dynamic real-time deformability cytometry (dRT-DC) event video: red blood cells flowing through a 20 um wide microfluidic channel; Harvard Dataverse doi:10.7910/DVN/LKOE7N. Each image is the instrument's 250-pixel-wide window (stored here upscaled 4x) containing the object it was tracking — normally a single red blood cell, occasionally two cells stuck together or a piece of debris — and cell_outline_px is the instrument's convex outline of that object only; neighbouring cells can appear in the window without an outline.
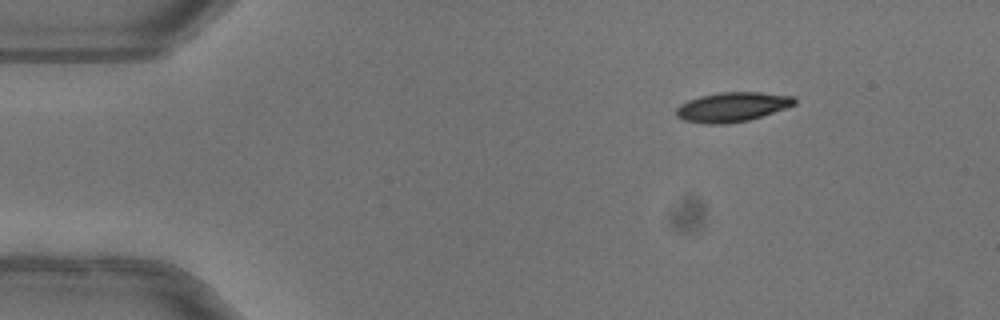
{"species": "common noctule bat (a hibernating species)", "species_latin": "Nyctalus noctula", "temperature_condition": "warm", "stored_images_in_passage": 45, "camera_frame_rate_fps": 3000, "um_per_image_px": 0.085, "animal": {"sex": "female"}, "frame": {"image": 1, "passage_image": 1, "time_ms": 0.0, "image_size_px": [1000, 320], "cell_outline_px": [[796, 104], [748, 120], [728, 124], [704, 124], [680, 120], [676, 116], [676, 108], [680, 104], [688, 100], [700, 96], [720, 92], [760, 92], [796, 96]], "centroid_in_image_um": [62.2, 9.09], "position_along_channel_um": 22.8, "area_um2": 20.46}}
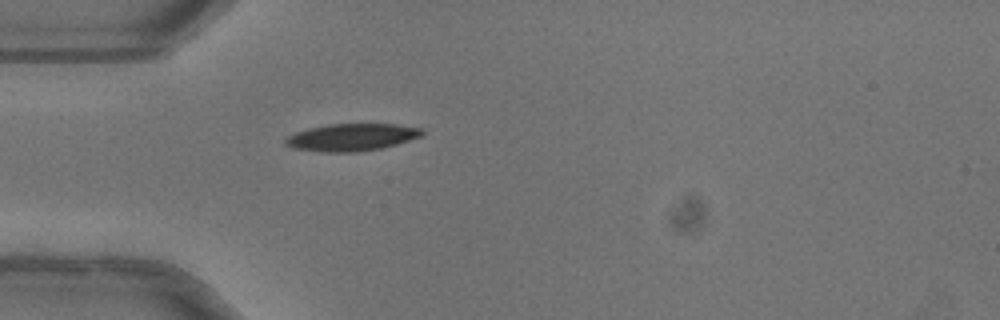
{"frame": {"image": 2, "passage_image": 9, "time_ms": 2.667, "image_size_px": [1000, 320], "cell_outline_px": [[424, 136], [396, 144], [380, 148], [356, 152], [320, 152], [292, 148], [284, 144], [284, 140], [288, 136], [296, 132], [308, 128], [328, 124], [396, 124], [424, 128]], "centroid_in_image_um": [29.9, 11.66], "position_along_channel_um": 55.1, "area_um2": 21.91}, "authors_computed_cell_mechanics": {"area_um2": 21.4438, "velocity_mm_per_s": 4.0459, "shape_relaxation_time_tau1_ms": 3.0169, "shape_relaxation_time_tau2_ms": null, "deformation_change_tau1": 0.1568, "deformation_change_tau2": null}}